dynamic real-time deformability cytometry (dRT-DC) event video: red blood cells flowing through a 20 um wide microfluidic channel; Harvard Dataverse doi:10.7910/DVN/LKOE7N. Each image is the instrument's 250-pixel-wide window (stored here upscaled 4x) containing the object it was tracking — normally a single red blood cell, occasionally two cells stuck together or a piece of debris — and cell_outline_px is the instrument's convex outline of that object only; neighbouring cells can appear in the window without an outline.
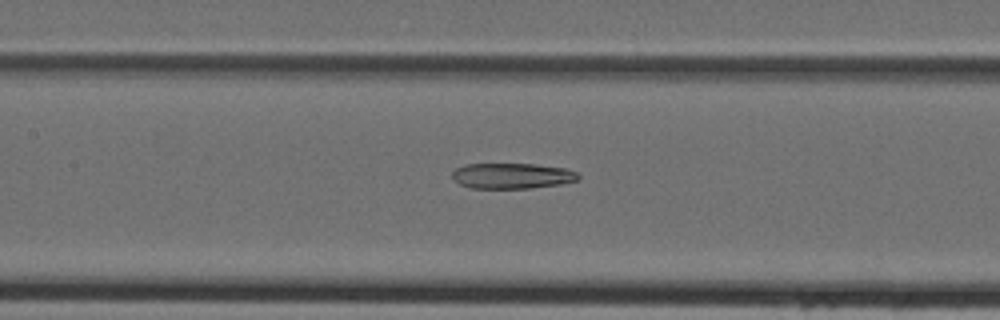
{"species": "Egyptian fruit bat (a non-hibernating species)", "species_latin": "Rousettus aegyptiacus", "temperature_condition": "cold", "stored_images_in_passage": 45, "camera_frame_rate_fps": 3000, "um_per_image_px": 0.085, "animal": {"sex": "female"}, "frame": {"image": 1, "passage_image": 21, "time_ms": 6.667, "image_size_px": [1000, 320], "cell_outline_px": [[580, 180], [560, 184], [528, 188], [472, 188], [460, 184], [452, 176], [452, 172], [456, 168], [464, 164], [536, 164], [564, 168], [576, 172], [580, 176]], "centroid_in_image_um": [43.54, 14.94], "position_along_channel_um": 163.9, "area_um2": 18.73}}
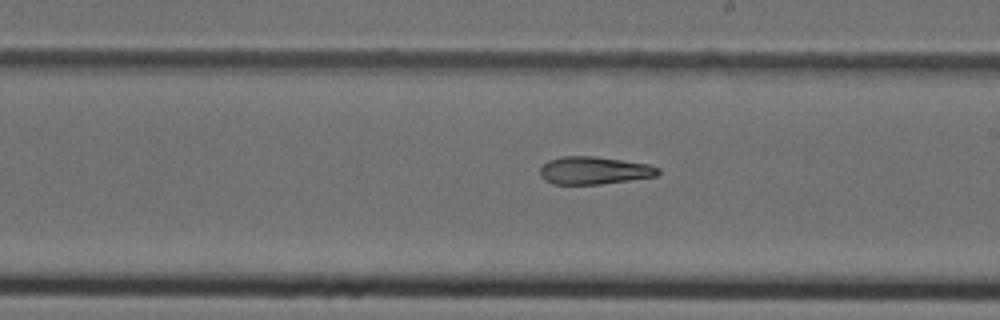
{"frame": {"image": 2, "passage_image": 26, "time_ms": 8.333, "image_size_px": [1000, 320], "cell_outline_px": [[660, 172], [656, 176], [600, 184], [552, 184], [544, 180], [540, 176], [540, 168], [548, 160], [564, 156], [596, 156], [648, 164], [660, 168]], "centroid_in_image_um": [50.48, 14.49], "position_along_channel_um": 238.5, "area_um2": 19.02}}
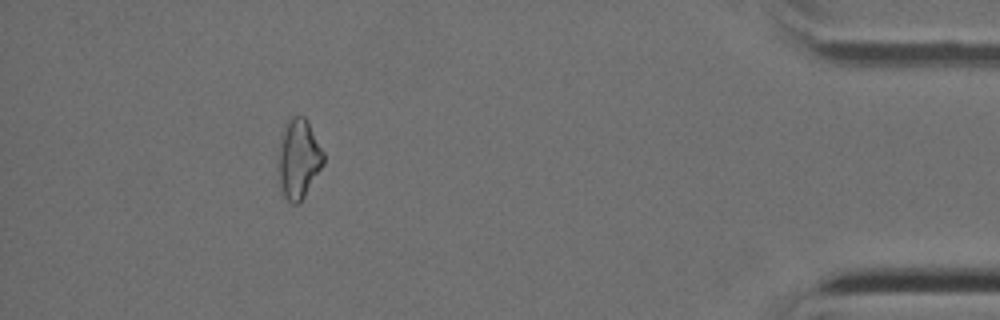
{"frame": {"image": 3, "passage_image": 41, "time_ms": 13.333, "image_size_px": [1000, 320], "cell_outline_px": [[324, 164], [300, 204], [292, 204], [280, 192], [276, 164], [280, 132], [288, 120], [292, 116], [304, 116], [308, 120], [324, 152]], "centroid_in_image_um": [25.34, 13.51], "position_along_channel_um": 409.9, "area_um2": 21.85}}